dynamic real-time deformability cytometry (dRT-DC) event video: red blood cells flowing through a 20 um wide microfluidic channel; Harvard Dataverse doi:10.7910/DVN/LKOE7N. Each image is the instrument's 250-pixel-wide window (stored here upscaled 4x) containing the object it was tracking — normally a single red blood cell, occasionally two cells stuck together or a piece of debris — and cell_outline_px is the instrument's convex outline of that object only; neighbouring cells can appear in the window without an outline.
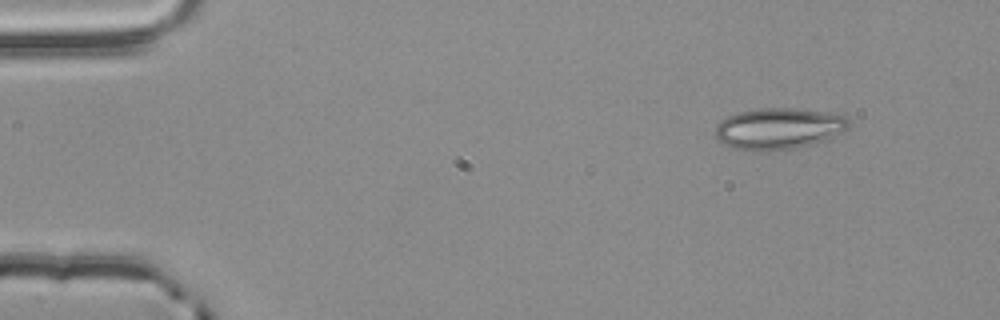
{"species": "common noctule bat (a hibernating species)", "species_latin": "Nyctalus noctula", "temperature_condition": "room temperature", "stored_images_in_passage": 49, "camera_frame_rate_fps": 3000, "um_per_image_px": 0.085, "animal": {"sex": "male", "body_mass_g": 20.4}, "frame": {"image": 1, "passage_image": 1, "time_ms": 0.0, "image_size_px": [1000, 320], "cell_outline_px": [[852, 124], [848, 128], [828, 140], [796, 148], [768, 152], [756, 152], [736, 148], [724, 144], [716, 140], [716, 124], [720, 120], [736, 112], [760, 108], [796, 108], [828, 112], [844, 116], [852, 120]], "centroid_in_image_um": [66.2, 10.94], "position_along_channel_um": 18.8, "area_um2": 32.83}}
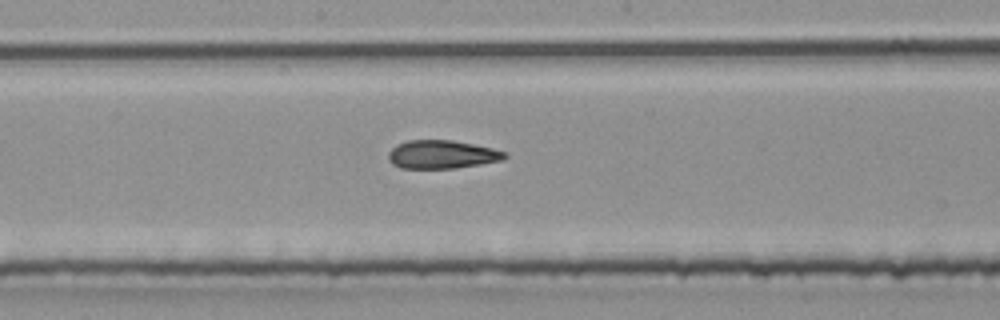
{"frame": {"image": 2, "passage_image": 24, "time_ms": 7.667, "image_size_px": [1000, 320], "cell_outline_px": [[508, 156], [500, 160], [480, 164], [456, 168], [404, 168], [392, 164], [388, 160], [388, 152], [396, 144], [408, 140], [452, 140], [492, 148], [508, 152]], "centroid_in_image_um": [37.55, 13.12], "position_along_channel_um": 210.7, "area_um2": 19.19}}
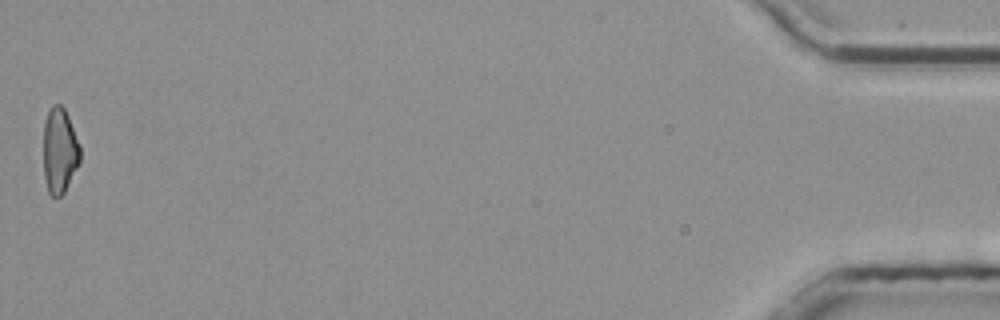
{"frame": {"image": 3, "passage_image": 49, "time_ms": 16.0, "image_size_px": [1000, 320], "cell_outline_px": [[80, 160], [64, 192], [60, 196], [52, 196], [48, 192], [44, 176], [44, 120], [48, 108], [52, 104], [60, 104], [64, 108], [68, 116], [80, 144]], "centroid_in_image_um": [5.05, 12.75], "position_along_channel_um": 430.1, "area_um2": 18.26}, "authors_computed_cell_mechanics": {"area_um2": 19.5942, "velocity_mm_per_s": 3.8597, "shape_relaxation_time_tau1_ms": null, "shape_relaxation_time_tau2_ms": 3.6355, "deformation_change_tau1": null, "deformation_change_tau2": 0.127}}